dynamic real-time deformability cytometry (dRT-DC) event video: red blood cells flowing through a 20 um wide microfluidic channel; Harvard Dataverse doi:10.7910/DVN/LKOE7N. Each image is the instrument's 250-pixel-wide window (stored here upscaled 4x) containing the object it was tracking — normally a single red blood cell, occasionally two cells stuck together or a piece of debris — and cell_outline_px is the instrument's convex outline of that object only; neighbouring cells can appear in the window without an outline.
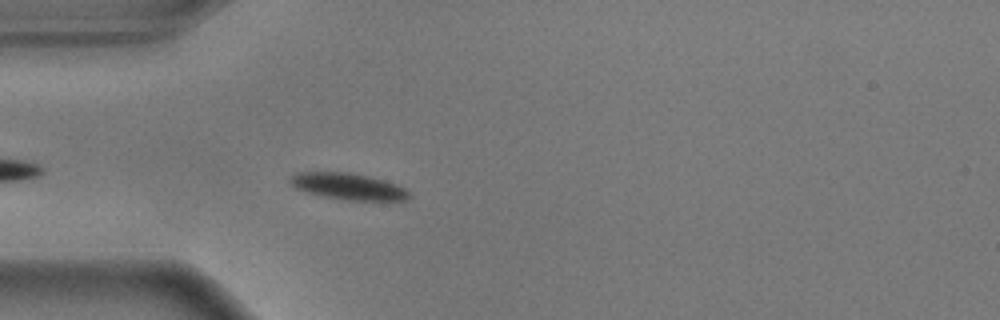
{"species": "common noctule bat (a hibernating species)", "species_latin": "Nyctalus noctula", "temperature_condition": "warm", "stored_images_in_passage": 34, "camera_frame_rate_fps": 3000, "um_per_image_px": 0.085, "animal": {"sex": "male", "body_mass_g": 17.9}, "frame": {"image": 1, "passage_image": 4, "time_ms": 1.0, "image_size_px": [1000, 320], "cell_outline_px": [[412, 196], [404, 200], [348, 200], [324, 196], [308, 192], [296, 188], [288, 180], [288, 176], [296, 172], [348, 172], [368, 176], [384, 180], [396, 184], [412, 192]], "centroid_in_image_um": [29.6, 15.83], "position_along_channel_um": 55.4, "area_um2": 18.32}}
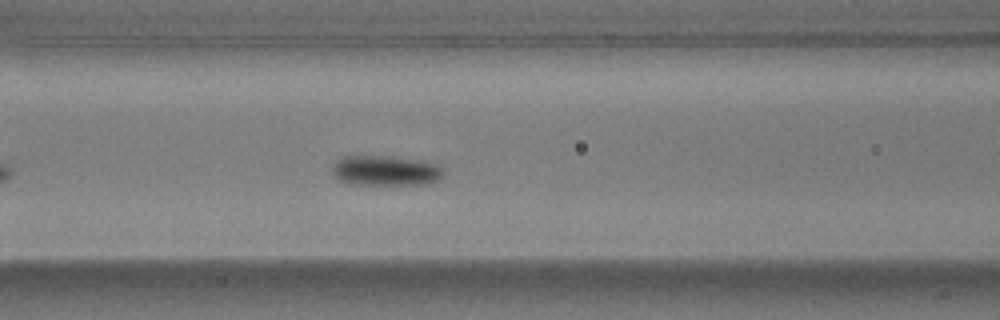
{"frame": {"image": 2, "passage_image": 11, "time_ms": 3.333, "image_size_px": [1000, 320], "cell_outline_px": [[444, 172], [436, 180], [424, 184], [348, 184], [340, 180], [332, 172], [332, 168], [336, 160], [344, 156], [388, 156], [416, 160], [436, 164]], "centroid_in_image_um": [32.7, 14.5], "position_along_channel_um": 133.9, "area_um2": 19.13}}
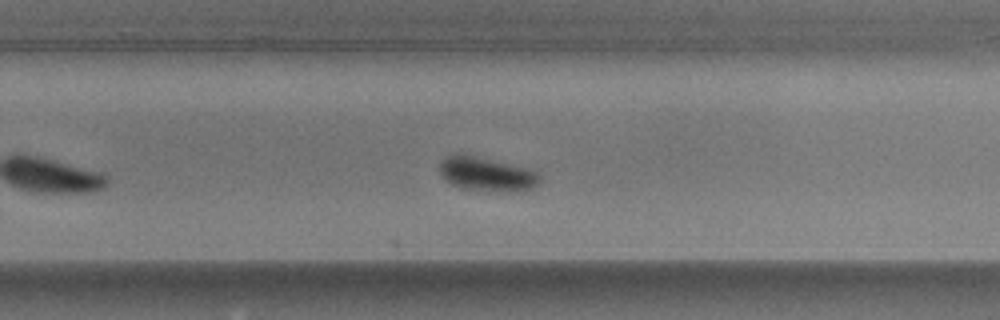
{"frame": {"image": 3, "passage_image": 24, "time_ms": 7.667, "image_size_px": [1000, 320], "cell_outline_px": [[540, 184], [524, 192], [512, 192], [460, 188], [452, 184], [440, 172], [440, 160], [444, 156], [452, 152], [464, 152], [528, 168], [536, 172], [540, 176]], "centroid_in_image_um": [41.37, 14.76], "position_along_channel_um": 288.4, "area_um2": 20.46}, "authors_computed_cell_mechanics": {"area_um2": 19.2185, "velocity_mm_per_s": 3.578, "shape_relaxation_time_tau1_ms": 2.9731, "shape_relaxation_time_tau2_ms": null, "deformation_change_tau1": 0.1353, "deformation_change_tau2": null}}